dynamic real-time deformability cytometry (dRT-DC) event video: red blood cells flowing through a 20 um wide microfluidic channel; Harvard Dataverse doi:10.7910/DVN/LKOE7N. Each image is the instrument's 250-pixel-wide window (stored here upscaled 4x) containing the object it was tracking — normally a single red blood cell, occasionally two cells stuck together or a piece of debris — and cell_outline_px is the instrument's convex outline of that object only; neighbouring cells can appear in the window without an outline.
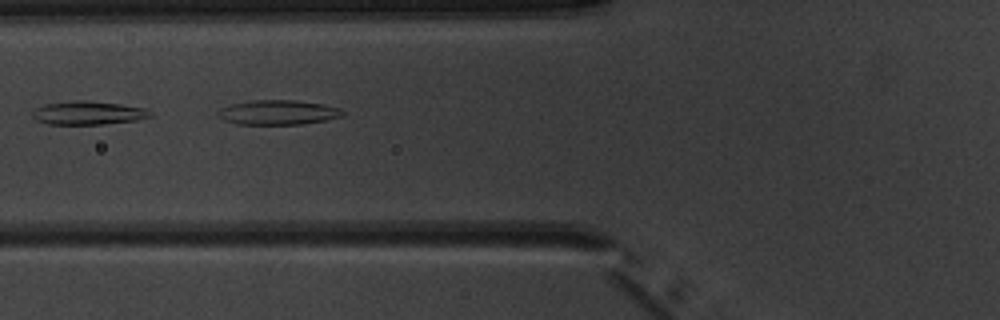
{"species": "common noctule bat (a hibernating species)", "species_latin": "Nyctalus noctula", "temperature_condition": "warm", "stored_images_in_passage": 9, "camera_frame_rate_fps": 3000, "um_per_image_px": 0.085, "animal": {"sex": "male", "body_mass_g": 20.1, "forearm_length_mm": 53.5}, "frame": {"image": 1, "passage_image": 8, "time_ms": 9.0, "image_size_px": [1000, 320], "cell_outline_px": [[348, 112], [344, 116], [324, 120], [300, 124], [236, 124], [224, 120], [216, 116], [216, 112], [220, 108], [232, 104], [252, 100], [296, 100], [324, 104], [340, 108]], "centroid_in_image_um": [23.64, 9.55], "position_along_channel_um": 102.2, "area_um2": 18.09}}
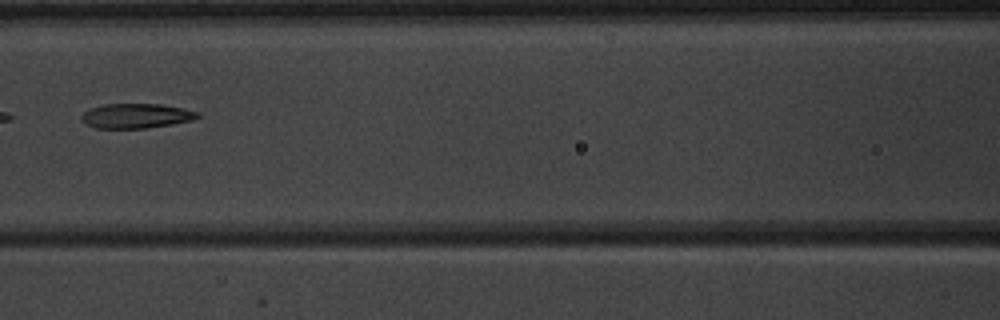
{"frame": {"image": 2, "passage_image": 9, "time_ms": 10.333, "image_size_px": [1000, 320], "cell_outline_px": [[200, 116], [192, 120], [172, 124], [144, 128], [96, 128], [80, 120], [80, 116], [88, 108], [104, 104], [160, 104], [200, 112]], "centroid_in_image_um": [11.54, 9.84], "position_along_channel_um": 155.1, "area_um2": 16.65}}